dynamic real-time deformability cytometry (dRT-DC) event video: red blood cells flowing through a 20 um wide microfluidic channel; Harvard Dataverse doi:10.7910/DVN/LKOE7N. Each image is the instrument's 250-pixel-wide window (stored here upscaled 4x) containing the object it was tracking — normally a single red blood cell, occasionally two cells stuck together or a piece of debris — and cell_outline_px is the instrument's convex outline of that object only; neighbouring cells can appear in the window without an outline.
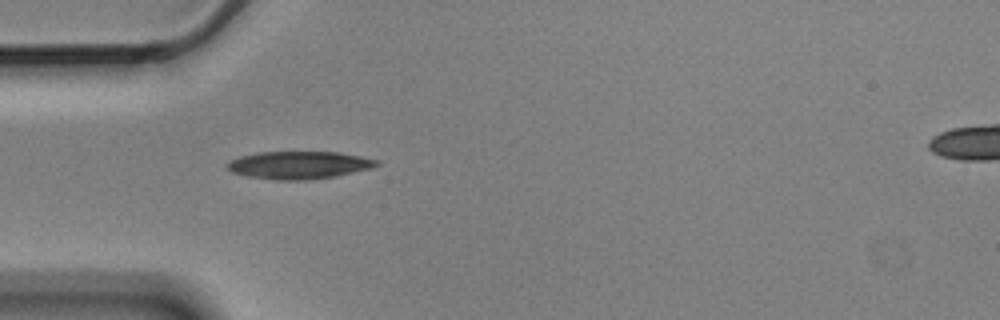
{"species": "Egyptian fruit bat (a non-hibernating species)", "species_latin": "Rousettus aegyptiacus", "temperature_condition": "cold", "stored_images_in_passage": 3, "camera_frame_rate_fps": 3000, "um_per_image_px": 0.085, "animal": {"sex": "male"}, "frame": {"image": 1, "passage_image": 2, "time_ms": 0.333, "image_size_px": [1000, 320], "cell_outline_px": [[380, 164], [372, 168], [336, 176], [308, 180], [276, 180], [248, 176], [232, 172], [224, 164], [240, 156], [260, 152], [340, 152], [380, 160]], "centroid_in_image_um": [25.44, 14.03], "position_along_channel_um": 59.6, "area_um2": 24.1}}
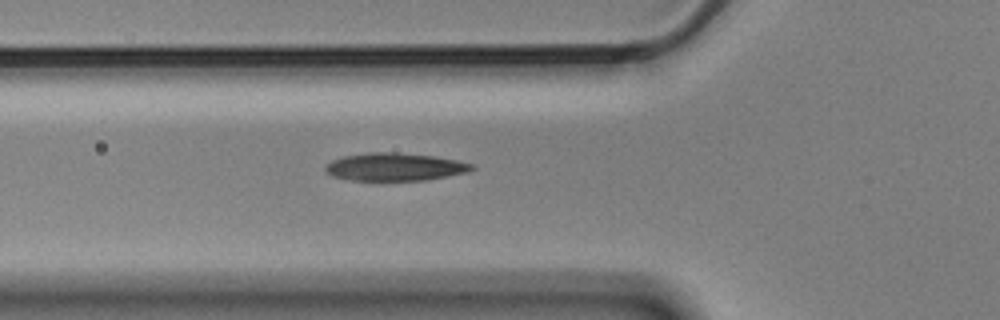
{"frame": {"image": 2, "passage_image": 3, "time_ms": 0.667, "image_size_px": [1000, 320], "cell_outline_px": [[476, 168], [468, 172], [424, 180], [352, 180], [332, 176], [324, 168], [332, 160], [344, 156], [368, 152], [396, 152], [432, 156], [456, 160], [472, 164]], "centroid_in_image_um": [33.56, 14.18], "position_along_channel_um": 92.2, "area_um2": 23.47}}